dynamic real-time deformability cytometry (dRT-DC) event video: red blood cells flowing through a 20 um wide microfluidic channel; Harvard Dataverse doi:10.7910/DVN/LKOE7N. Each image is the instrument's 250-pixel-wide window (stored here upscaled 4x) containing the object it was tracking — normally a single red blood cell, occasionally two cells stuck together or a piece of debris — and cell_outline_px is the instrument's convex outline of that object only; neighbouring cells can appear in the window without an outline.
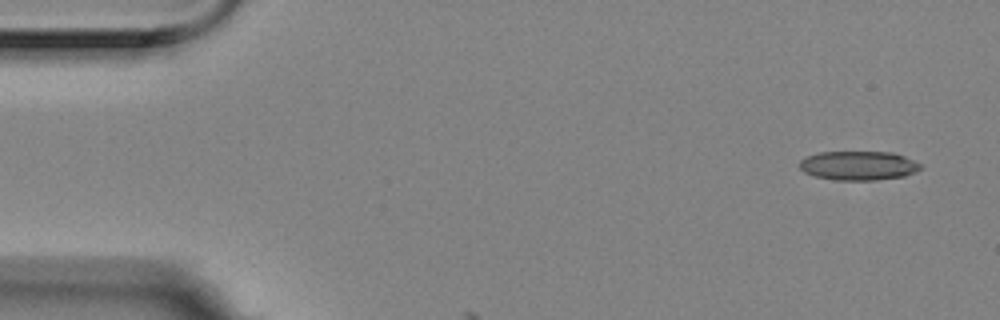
{"species": "Egyptian fruit bat (a non-hibernating species)", "species_latin": "Rousettus aegyptiacus", "temperature_condition": "room temperature", "stored_images_in_passage": 3, "camera_frame_rate_fps": 3000, "um_per_image_px": 0.085, "animal": {"sex": "female"}, "frame": {"image": 1, "passage_image": 1, "time_ms": 0.0, "image_size_px": [1000, 320], "cell_outline_px": [[920, 168], [916, 172], [904, 176], [876, 180], [832, 180], [816, 176], [804, 172], [800, 168], [800, 160], [808, 156], [820, 152], [892, 152], [904, 156], [920, 164]], "centroid_in_image_um": [72.96, 14.08], "position_along_channel_um": 12.0, "area_um2": 20.4}}